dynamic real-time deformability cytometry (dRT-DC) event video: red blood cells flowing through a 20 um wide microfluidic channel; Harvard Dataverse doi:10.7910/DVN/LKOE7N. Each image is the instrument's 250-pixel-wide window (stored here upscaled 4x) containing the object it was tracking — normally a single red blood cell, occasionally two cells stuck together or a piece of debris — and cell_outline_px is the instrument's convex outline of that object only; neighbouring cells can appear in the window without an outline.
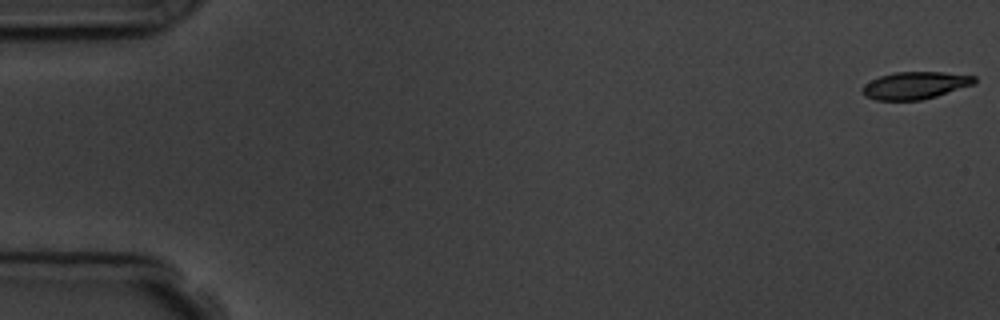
{"species": "common noctule bat (a hibernating species)", "species_latin": "Nyctalus noctula", "temperature_condition": "room temperature", "stored_images_in_passage": 3, "camera_frame_rate_fps": 3000, "um_per_image_px": 0.085, "animal": {"sex": "male", "body_mass_g": 19.5, "forearm_length_mm": 54.6}, "frame": {"image": 1, "passage_image": 1, "time_ms": 0.0, "image_size_px": [1000, 320], "cell_outline_px": [[976, 84], [936, 96], [920, 100], [876, 100], [864, 96], [860, 88], [864, 84], [880, 76], [896, 72], [944, 72], [976, 76]], "centroid_in_image_um": [77.79, 7.26], "position_along_channel_um": 7.2, "area_um2": 17.92}}